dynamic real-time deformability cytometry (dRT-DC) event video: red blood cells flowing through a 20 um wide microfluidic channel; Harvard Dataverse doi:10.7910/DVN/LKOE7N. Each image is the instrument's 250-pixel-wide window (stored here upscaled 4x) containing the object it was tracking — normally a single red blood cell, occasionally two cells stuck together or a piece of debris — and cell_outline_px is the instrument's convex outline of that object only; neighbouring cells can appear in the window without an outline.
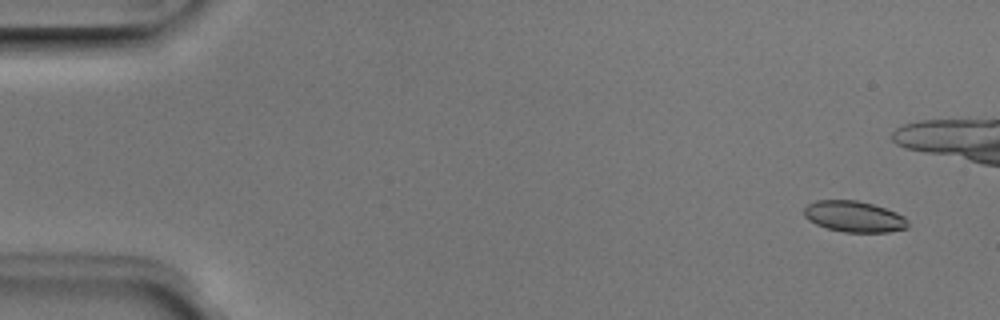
{"species": "Egyptian fruit bat (a non-hibernating species)", "species_latin": "Rousettus aegyptiacus", "temperature_condition": "room temperature", "stored_images_in_passage": 53, "camera_frame_rate_fps": 3000, "um_per_image_px": 0.085, "animal": {"sex": "male"}, "frame": {"image": 1, "passage_image": 4, "time_ms": 1.0, "image_size_px": [1000, 320], "cell_outline_px": [[908, 228], [888, 232], [844, 232], [828, 228], [816, 224], [808, 220], [804, 216], [804, 208], [808, 204], [816, 200], [856, 200], [872, 204], [896, 212], [904, 216], [908, 220]], "centroid_in_image_um": [72.6, 18.41], "position_along_channel_um": 12.4, "area_um2": 18.79}}
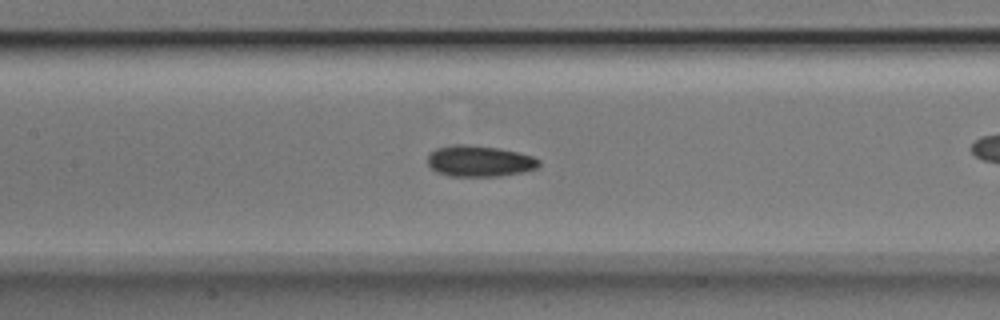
{"frame": {"image": 2, "passage_image": 25, "time_ms": 8.0, "image_size_px": [1000, 320], "cell_outline_px": [[540, 164], [536, 168], [520, 172], [500, 176], [448, 176], [436, 172], [428, 164], [428, 152], [436, 148], [456, 144], [468, 144], [500, 148], [532, 156], [540, 160]], "centroid_in_image_um": [40.71, 13.68], "position_along_channel_um": 166.7, "area_um2": 20.23}}
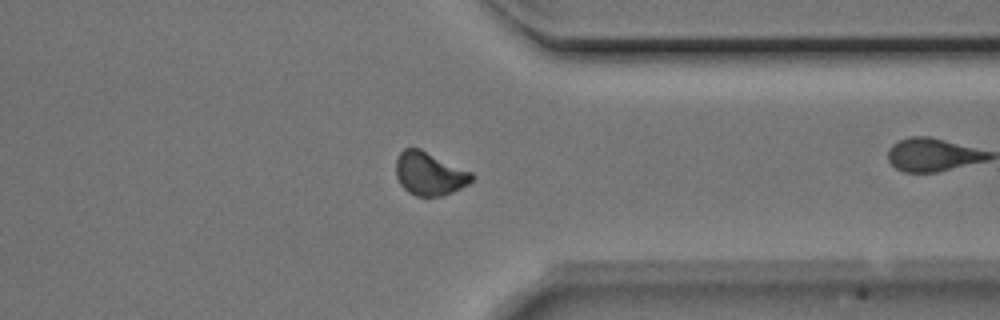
{"frame": {"image": 3, "passage_image": 41, "time_ms": 13.333, "image_size_px": [1000, 320], "cell_outline_px": [[476, 176], [468, 184], [452, 192], [440, 196], [416, 196], [408, 192], [400, 184], [396, 176], [396, 160], [400, 152], [404, 148], [420, 148], [472, 172]], "centroid_in_image_um": [36.5, 14.76], "position_along_channel_um": 374.9, "area_um2": 19.13}, "authors_computed_cell_mechanics": {"area_um2": 19.4786, "velocity_mm_per_s": 3.9653, "shape_relaxation_time_tau1_ms": 2.8287, "shape_relaxation_time_tau2_ms": 3.0824, "deformation_change_tau1": 0.0731, "deformation_change_tau2": 0.0759}}